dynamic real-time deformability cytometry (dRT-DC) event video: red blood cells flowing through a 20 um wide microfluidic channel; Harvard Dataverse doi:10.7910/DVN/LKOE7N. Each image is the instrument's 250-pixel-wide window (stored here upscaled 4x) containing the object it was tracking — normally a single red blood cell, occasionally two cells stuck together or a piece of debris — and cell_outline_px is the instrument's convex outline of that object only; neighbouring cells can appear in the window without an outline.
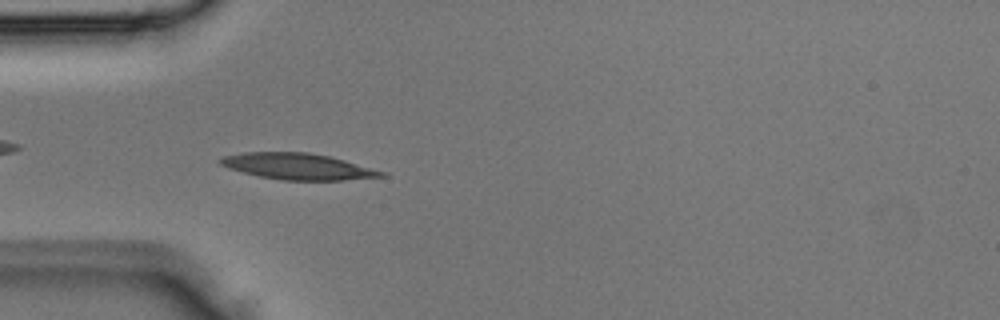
{"species": "Egyptian fruit bat (a non-hibernating species)", "species_latin": "Rousettus aegyptiacus", "temperature_condition": "room temperature", "stored_images_in_passage": 4, "camera_frame_rate_fps": 3000, "um_per_image_px": 0.085, "animal": {"sex": "male"}, "frame": {"image": 1, "passage_image": 4, "time_ms": 1.0, "image_size_px": [1000, 320], "cell_outline_px": [[388, 176], [344, 180], [284, 180], [260, 176], [228, 168], [220, 164], [216, 160], [220, 156], [244, 152], [308, 152], [328, 156], [344, 160], [388, 172]], "centroid_in_image_um": [25.32, 14.14], "position_along_channel_um": 59.7, "area_um2": 24.68}}